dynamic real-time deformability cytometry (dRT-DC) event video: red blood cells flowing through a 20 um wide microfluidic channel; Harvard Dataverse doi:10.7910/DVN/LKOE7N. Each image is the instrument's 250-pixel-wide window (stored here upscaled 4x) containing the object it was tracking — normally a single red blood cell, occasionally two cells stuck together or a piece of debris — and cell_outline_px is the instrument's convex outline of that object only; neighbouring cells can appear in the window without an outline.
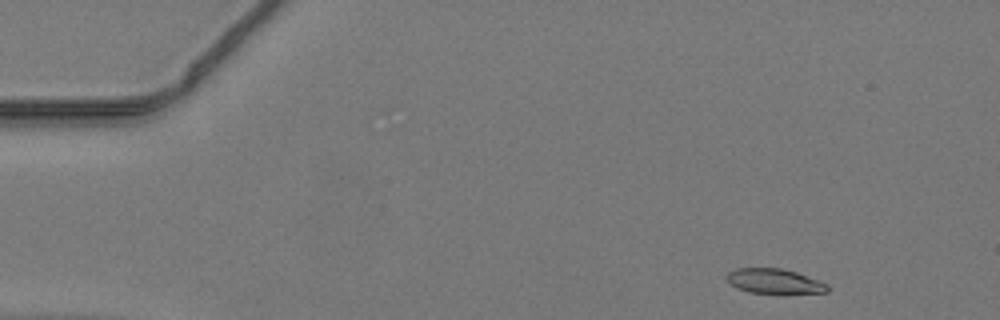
{"species": "common noctule bat (a hibernating species)", "species_latin": "Nyctalus noctula", "temperature_condition": "warm", "stored_images_in_passage": 43, "camera_frame_rate_fps": 3000, "um_per_image_px": 0.085, "animal": {"sex": "male", "body_mass_g": 19.2, "forearm_length_mm": 51.8}, "frame": {"image": 1, "passage_image": 1, "time_ms": 0.0, "image_size_px": [1000, 320], "cell_outline_px": [[828, 292], [784, 296], [748, 292], [736, 288], [724, 276], [728, 272], [736, 268], [780, 268], [796, 272], [820, 280], [828, 284]], "centroid_in_image_um": [65.87, 23.95], "position_along_channel_um": 19.1, "area_um2": 15.43}}
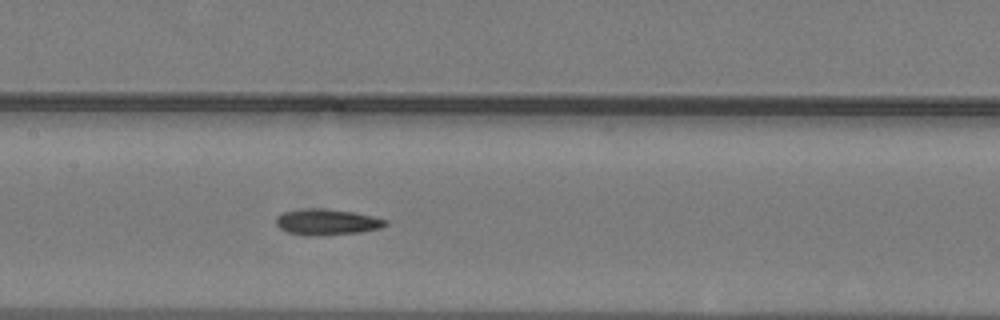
{"frame": {"image": 2, "passage_image": 19, "time_ms": 6.0, "image_size_px": [1000, 320], "cell_outline_px": [[388, 224], [384, 228], [360, 232], [324, 236], [316, 236], [288, 232], [280, 228], [276, 224], [276, 216], [284, 212], [312, 208], [324, 208], [352, 212], [372, 216], [388, 220]], "centroid_in_image_um": [27.84, 18.88], "position_along_channel_um": 179.6, "area_um2": 16.59}}
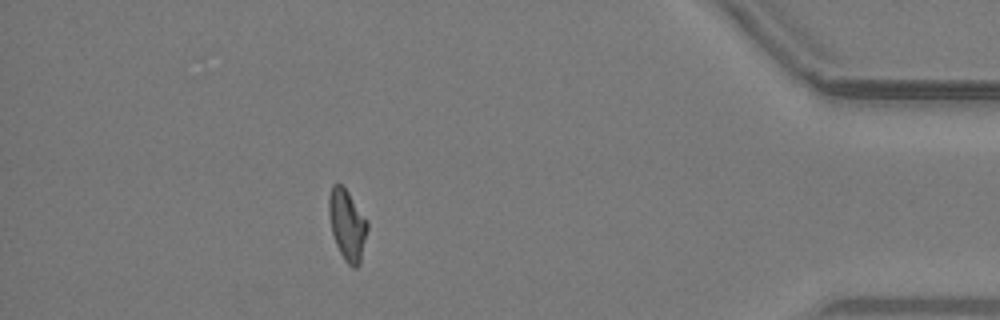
{"frame": {"image": 3, "passage_image": 38, "time_ms": 12.333, "image_size_px": [1000, 320], "cell_outline_px": [[368, 228], [360, 264], [356, 268], [352, 268], [344, 260], [336, 244], [332, 232], [328, 212], [328, 196], [332, 184], [340, 184], [348, 192], [368, 220]], "centroid_in_image_um": [29.51, 19.12], "position_along_channel_um": 405.7, "area_um2": 16.01}}